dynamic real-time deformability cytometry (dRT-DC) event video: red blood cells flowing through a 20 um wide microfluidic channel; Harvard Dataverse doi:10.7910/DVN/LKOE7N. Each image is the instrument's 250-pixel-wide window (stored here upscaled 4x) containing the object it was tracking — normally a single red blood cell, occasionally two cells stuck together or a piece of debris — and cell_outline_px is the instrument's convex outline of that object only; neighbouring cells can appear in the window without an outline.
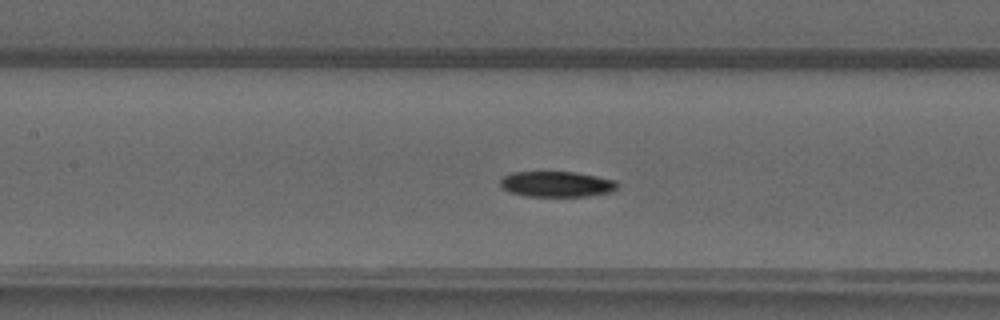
{"species": "common noctule bat (a hibernating species)", "species_latin": "Nyctalus noctula", "temperature_condition": "warm", "stored_images_in_passage": 43, "camera_frame_rate_fps": 3000, "um_per_image_px": 0.085, "animal": {"sex": "male", "forearm_length_mm": 52.5}, "frame": {"image": 1, "passage_image": 17, "time_ms": 5.333, "image_size_px": [1000, 320], "cell_outline_px": [[620, 184], [612, 192], [588, 196], [524, 196], [508, 192], [500, 184], [500, 180], [504, 176], [512, 172], [576, 172], [616, 180]], "centroid_in_image_um": [47.34, 15.65], "position_along_channel_um": 160.1, "area_um2": 17.57}}
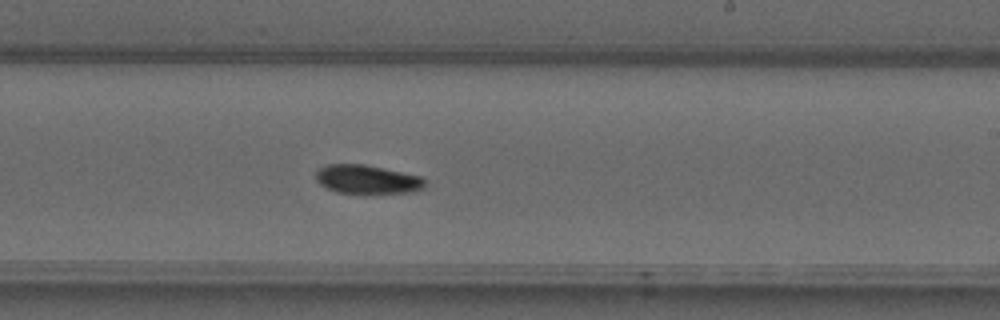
{"frame": {"image": 2, "passage_image": 24, "time_ms": 7.667, "image_size_px": [1000, 320], "cell_outline_px": [[428, 180], [424, 188], [412, 192], [336, 192], [320, 184], [316, 180], [316, 168], [324, 164], [364, 164], [420, 176]], "centroid_in_image_um": [31.19, 15.22], "position_along_channel_um": 257.8, "area_um2": 18.15}}
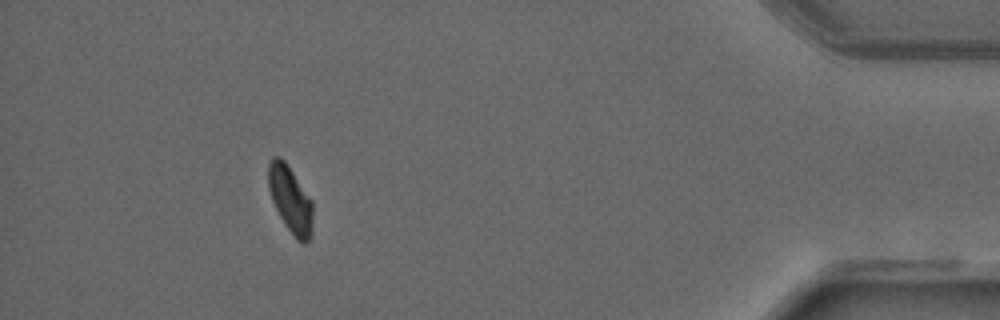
{"frame": {"image": 3, "passage_image": 39, "time_ms": 12.667, "image_size_px": [1000, 320], "cell_outline_px": [[312, 232], [308, 240], [304, 244], [296, 240], [284, 224], [272, 200], [268, 188], [268, 164], [272, 156], [280, 156], [284, 160], [312, 200]], "centroid_in_image_um": [24.67, 16.96], "position_along_channel_um": 410.5, "area_um2": 17.28}}